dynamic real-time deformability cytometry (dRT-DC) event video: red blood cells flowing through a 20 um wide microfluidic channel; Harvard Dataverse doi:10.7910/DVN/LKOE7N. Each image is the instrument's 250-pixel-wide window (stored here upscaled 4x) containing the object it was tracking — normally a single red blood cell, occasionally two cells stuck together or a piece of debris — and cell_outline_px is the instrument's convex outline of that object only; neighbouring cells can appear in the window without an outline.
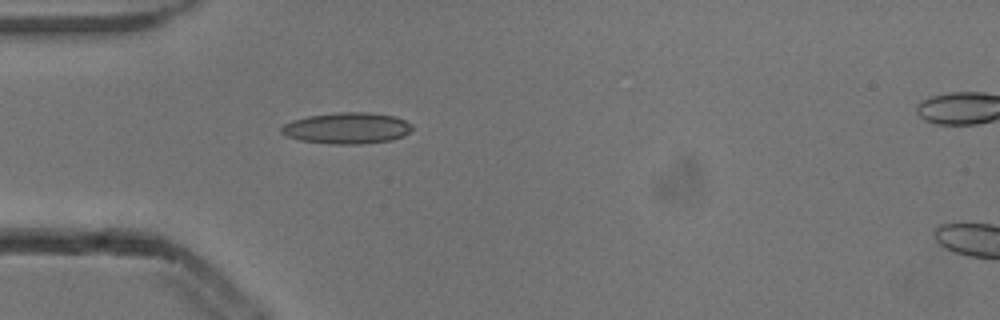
{"species": "common noctule bat (a hibernating species)", "species_latin": "Nyctalus noctula", "temperature_condition": "cold", "stored_images_in_passage": 5, "camera_frame_rate_fps": 3000, "um_per_image_px": 0.085, "animal": {"sex": "male", "body_mass_g": 13.3}, "frame": {"image": 1, "passage_image": 4, "time_ms": 1.0, "image_size_px": [1000, 320], "cell_outline_px": [[412, 128], [404, 136], [392, 140], [360, 144], [332, 144], [300, 140], [288, 136], [280, 132], [280, 128], [284, 124], [292, 120], [308, 116], [340, 112], [372, 112], [396, 116], [412, 124]], "centroid_in_image_um": [29.51, 10.89], "position_along_channel_um": 55.5, "area_um2": 23.87}}